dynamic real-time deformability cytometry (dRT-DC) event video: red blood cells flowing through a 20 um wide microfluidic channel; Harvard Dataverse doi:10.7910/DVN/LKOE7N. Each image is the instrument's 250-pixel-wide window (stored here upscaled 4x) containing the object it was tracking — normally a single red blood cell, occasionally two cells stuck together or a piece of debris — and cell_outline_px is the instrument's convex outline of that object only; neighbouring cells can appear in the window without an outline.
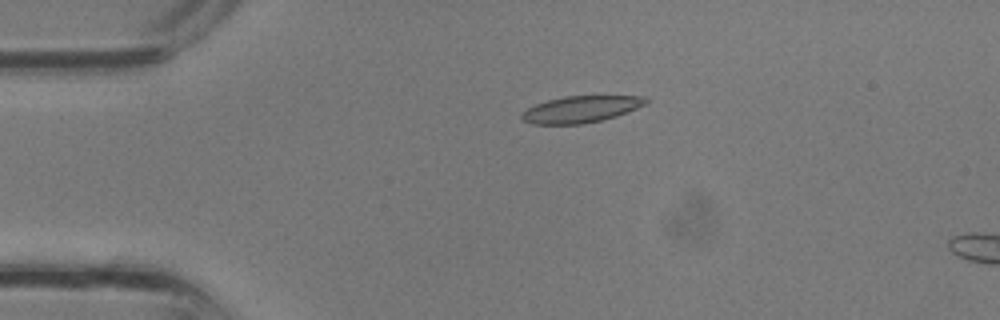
{"species": "common noctule bat (a hibernating species)", "species_latin": "Nyctalus noctula", "temperature_condition": "room temperature", "stored_images_in_passage": 9, "camera_frame_rate_fps": 3000, "um_per_image_px": 0.085, "animal": {"sex": "male", "body_mass_g": 13.3}, "frame": {"image": 1, "passage_image": 6, "time_ms": 1.667, "image_size_px": [1000, 320], "cell_outline_px": [[648, 104], [616, 116], [600, 120], [580, 124], [532, 124], [524, 120], [520, 116], [528, 108], [536, 104], [548, 100], [564, 96], [648, 96]], "centroid_in_image_um": [49.42, 9.28], "position_along_channel_um": 35.6, "area_um2": 19.13}}